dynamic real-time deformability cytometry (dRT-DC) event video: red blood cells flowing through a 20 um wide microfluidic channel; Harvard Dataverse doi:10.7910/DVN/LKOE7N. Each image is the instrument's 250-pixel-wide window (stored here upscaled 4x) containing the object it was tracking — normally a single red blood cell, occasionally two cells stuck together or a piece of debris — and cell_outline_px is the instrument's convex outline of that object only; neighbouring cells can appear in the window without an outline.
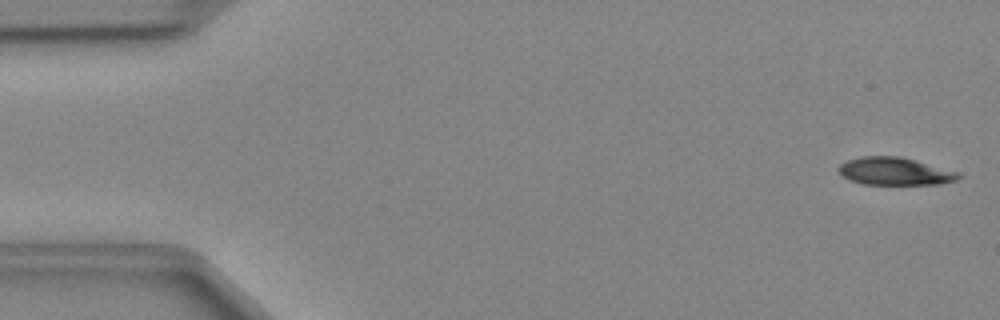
{"species": "Egyptian fruit bat (a non-hibernating species)", "species_latin": "Rousettus aegyptiacus", "temperature_condition": "cold", "stored_images_in_passage": 48, "segment_of_instrument_passage": [1, 2], "camera_frame_rate_fps": 3000, "um_per_image_px": 0.085, "animal": {"sex": "female"}, "frame": {"image": 1, "passage_image": 1, "time_ms": 0.0, "image_size_px": [1000, 320], "cell_outline_px": [[964, 176], [956, 180], [940, 184], [864, 184], [848, 180], [840, 176], [836, 172], [836, 168], [840, 164], [848, 160], [864, 156], [900, 156], [960, 172]], "centroid_in_image_um": [76.04, 14.56], "position_along_channel_um": 9.0, "area_um2": 19.59}}
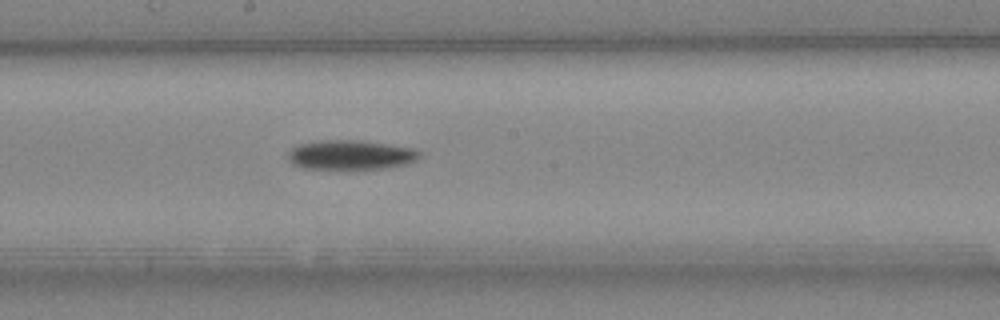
{"frame": {"image": 2, "passage_image": 25, "time_ms": 8.0, "image_size_px": [1000, 320], "cell_outline_px": [[420, 156], [416, 160], [408, 164], [388, 168], [348, 172], [304, 168], [292, 164], [288, 160], [288, 152], [292, 148], [300, 144], [316, 140], [360, 140], [388, 144], [412, 148], [420, 152]], "centroid_in_image_um": [29.78, 13.22], "position_along_channel_um": 218.4, "area_um2": 23.76}}
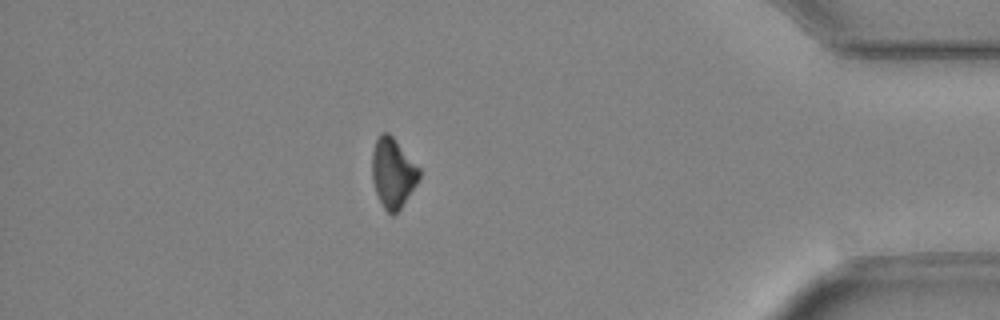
{"frame": {"image": 3, "passage_image": 41, "time_ms": 13.333, "image_size_px": [1000, 320], "cell_outline_px": [[420, 176], [416, 184], [400, 208], [392, 216], [384, 208], [376, 192], [372, 180], [372, 152], [376, 140], [380, 132], [388, 132], [392, 136], [420, 168]], "centroid_in_image_um": [33.38, 14.67], "position_along_channel_um": 401.8, "area_um2": 18.9}}